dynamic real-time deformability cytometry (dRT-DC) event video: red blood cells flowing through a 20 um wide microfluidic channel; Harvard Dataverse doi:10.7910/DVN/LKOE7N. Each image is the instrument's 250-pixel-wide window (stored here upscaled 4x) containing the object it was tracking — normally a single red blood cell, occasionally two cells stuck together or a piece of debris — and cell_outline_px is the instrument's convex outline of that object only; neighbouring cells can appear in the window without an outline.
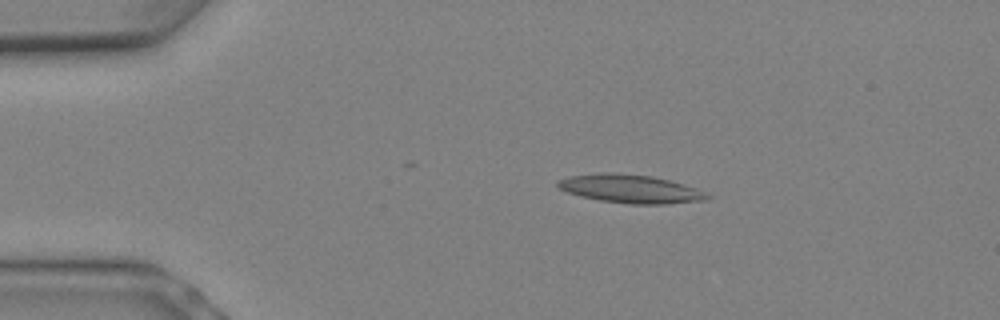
{"species": "Egyptian fruit bat (a non-hibernating species)", "species_latin": "Rousettus aegyptiacus", "temperature_condition": "warm", "stored_images_in_passage": 9, "camera_frame_rate_fps": 3000, "um_per_image_px": 0.085, "animal": {"sex": "female"}, "frame": {"image": 1, "passage_image": 4, "time_ms": 1.0, "image_size_px": [1000, 320], "cell_outline_px": [[712, 196], [708, 200], [668, 204], [632, 204], [600, 200], [580, 196], [568, 192], [560, 188], [556, 184], [556, 180], [568, 176], [600, 172], [616, 172], [652, 176], [684, 184], [696, 188]], "centroid_in_image_um": [53.59, 16.04], "position_along_channel_um": 31.4, "area_um2": 24.91}}
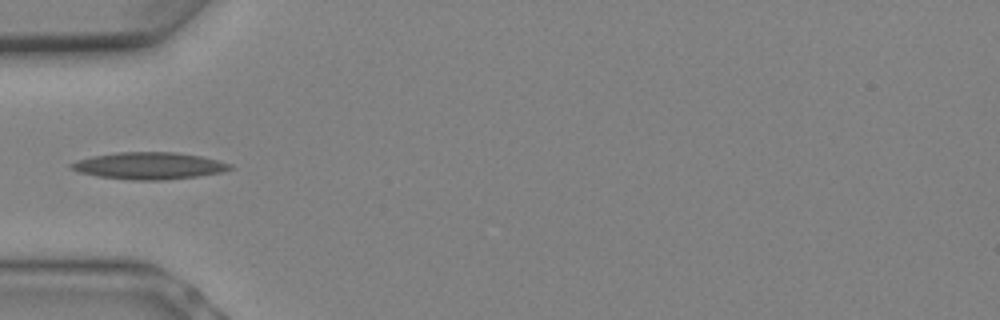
{"frame": {"image": 2, "passage_image": 7, "time_ms": 2.0, "image_size_px": [1000, 320], "cell_outline_px": [[236, 168], [220, 172], [196, 176], [164, 180], [132, 180], [96, 176], [80, 172], [68, 168], [68, 164], [76, 160], [92, 156], [116, 152], [176, 152], [200, 156], [220, 160], [232, 164]], "centroid_in_image_um": [12.66, 14.08], "position_along_channel_um": 72.3, "area_um2": 25.14}}
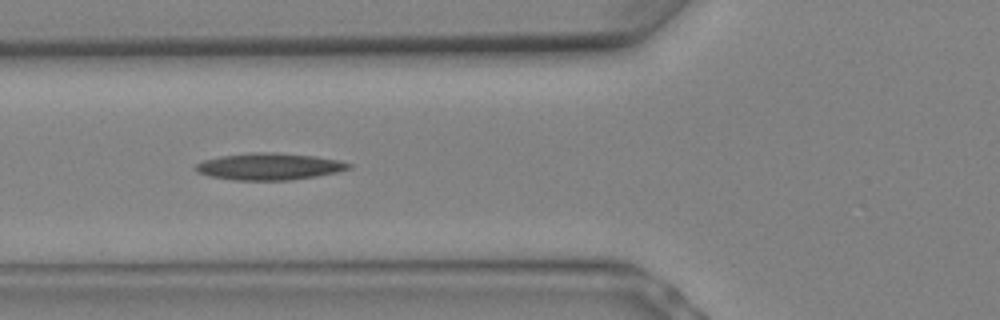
{"frame": {"image": 3, "passage_image": 8, "time_ms": 2.333, "image_size_px": [1000, 320], "cell_outline_px": [[352, 168], [336, 172], [316, 176], [288, 180], [232, 180], [208, 176], [196, 172], [192, 168], [196, 164], [204, 160], [220, 156], [252, 152], [276, 152], [316, 156], [340, 160], [352, 164]], "centroid_in_image_um": [22.86, 14.15], "position_along_channel_um": 102.9, "area_um2": 24.16}}